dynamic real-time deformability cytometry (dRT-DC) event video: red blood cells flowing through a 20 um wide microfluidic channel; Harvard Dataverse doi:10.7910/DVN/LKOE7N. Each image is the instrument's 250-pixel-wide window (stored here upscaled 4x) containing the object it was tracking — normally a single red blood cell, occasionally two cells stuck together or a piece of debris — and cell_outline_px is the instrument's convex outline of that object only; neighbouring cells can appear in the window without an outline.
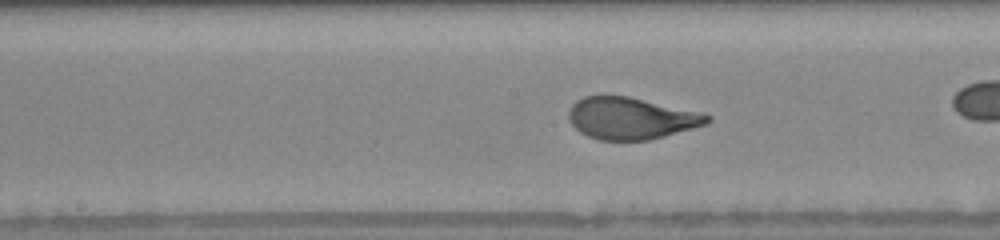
{"species": "human", "species_latin": "Homo sapiens", "temperature_condition": "warm", "stored_images_in_passage": 12, "camera_frame_rate_fps": 3000, "um_per_image_px": 0.085, "donor": {"sex": "female"}, "frame": {"image": 1, "passage_image": 9, "time_ms": 3.333, "image_size_px": [1000, 240], "cell_outline_px": [[712, 120], [708, 124], [664, 136], [648, 140], [596, 140], [580, 132], [568, 120], [568, 112], [572, 104], [576, 100], [584, 96], [604, 92], [628, 96], [704, 112], [712, 116]], "centroid_in_image_um": [53.63, 10.01], "position_along_channel_um": 194.6, "area_um2": 34.74}}